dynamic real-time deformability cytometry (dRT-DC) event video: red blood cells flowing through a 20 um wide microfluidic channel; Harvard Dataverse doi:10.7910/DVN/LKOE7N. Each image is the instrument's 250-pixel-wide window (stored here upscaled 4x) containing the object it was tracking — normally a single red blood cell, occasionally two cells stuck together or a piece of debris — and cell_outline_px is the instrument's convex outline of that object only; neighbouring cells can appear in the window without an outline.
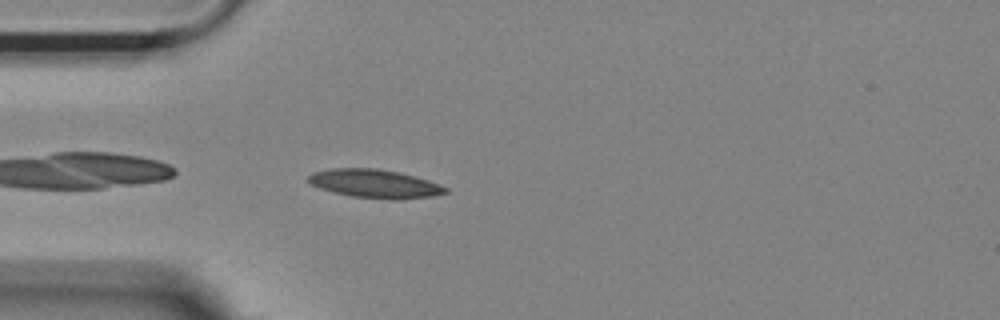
{"species": "Egyptian fruit bat (a non-hibernating species)", "species_latin": "Rousettus aegyptiacus", "temperature_condition": "room temperature", "stored_images_in_passage": 36, "camera_frame_rate_fps": 3000, "um_per_image_px": 0.085, "animal": {"sex": "female"}, "frame": {"image": 1, "passage_image": 2, "time_ms": 0.333, "image_size_px": [1000, 320], "cell_outline_px": [[448, 192], [432, 196], [400, 200], [392, 200], [352, 196], [320, 188], [312, 184], [308, 180], [308, 176], [312, 172], [332, 168], [376, 168], [400, 172], [428, 180], [440, 184], [448, 188]], "centroid_in_image_um": [31.89, 15.61], "position_along_channel_um": 53.1, "area_um2": 22.77}}
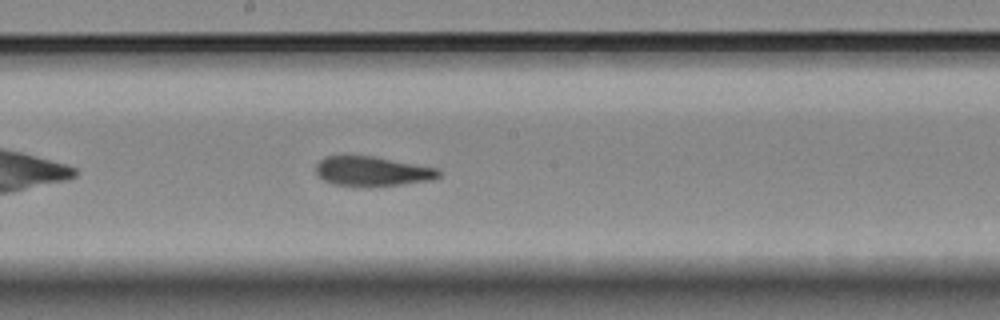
{"frame": {"image": 2, "passage_image": 16, "time_ms": 5.0, "image_size_px": [1000, 320], "cell_outline_px": [[440, 176], [432, 180], [400, 184], [364, 188], [332, 184], [324, 180], [316, 172], [316, 164], [324, 156], [372, 156], [440, 168]], "centroid_in_image_um": [31.65, 14.57], "position_along_channel_um": 216.6, "area_um2": 21.5}}
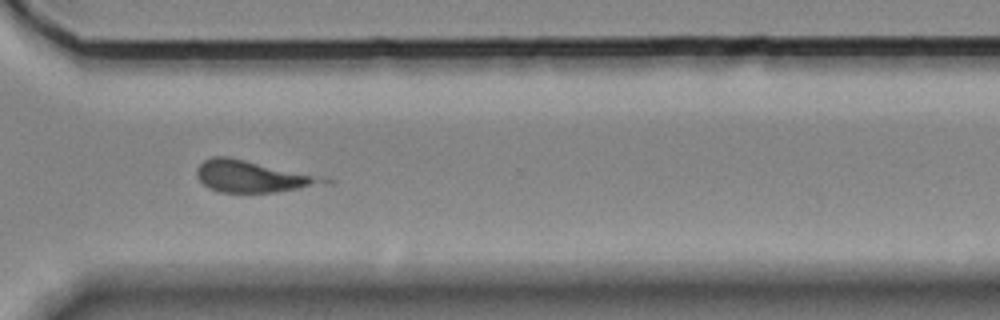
{"frame": {"image": 3, "passage_image": 27, "time_ms": 8.667, "image_size_px": [1000, 320], "cell_outline_px": [[336, 180], [332, 184], [272, 192], [220, 192], [208, 188], [196, 176], [196, 168], [204, 160], [212, 156], [228, 156]], "centroid_in_image_um": [21.47, 15.0], "position_along_channel_um": 349.1, "area_um2": 23.41}, "authors_computed_cell_mechanics": {"area_um2": 21.9062, "velocity_mm_per_s": 3.6168, "shape_relaxation_time_tau1_ms": 2.5044, "shape_relaxation_time_tau2_ms": 9.6001, "deformation_change_tau1": 0.0884, "deformation_change_tau2": 0.2448}}